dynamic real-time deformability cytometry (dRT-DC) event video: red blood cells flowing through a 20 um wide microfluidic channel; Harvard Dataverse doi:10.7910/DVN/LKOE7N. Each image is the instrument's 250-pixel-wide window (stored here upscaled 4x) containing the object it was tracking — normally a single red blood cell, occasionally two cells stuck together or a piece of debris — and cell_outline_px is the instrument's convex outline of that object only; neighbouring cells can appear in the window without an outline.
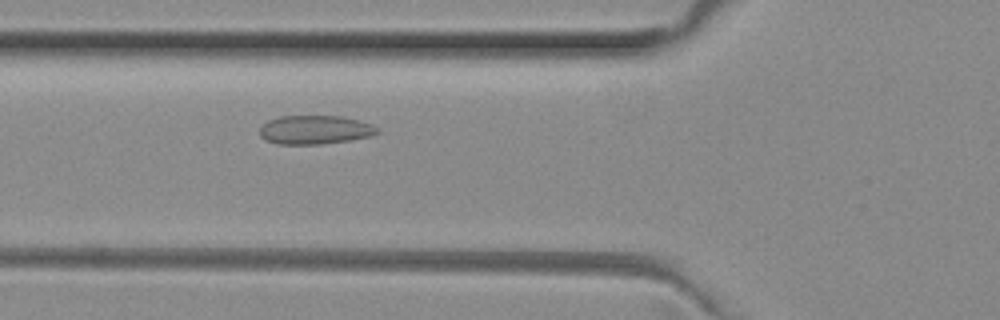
{"species": "common noctule bat (a hibernating species)", "species_latin": "Nyctalus noctula", "temperature_condition": "room temperature", "stored_images_in_passage": 37, "camera_frame_rate_fps": 3000, "um_per_image_px": 0.085, "animal": {"sex": "female", "body_mass_g": 29.2, "forearm_length_mm": 56.3}, "frame": {"image": 1, "passage_image": 15, "time_ms": 4.667, "image_size_px": [1000, 320], "cell_outline_px": [[380, 132], [372, 136], [352, 140], [320, 144], [276, 144], [260, 136], [260, 128], [268, 120], [280, 116], [340, 116], [360, 120], [372, 124], [380, 128]], "centroid_in_image_um": [26.83, 11.03], "position_along_channel_um": 99.0, "area_um2": 19.88}}
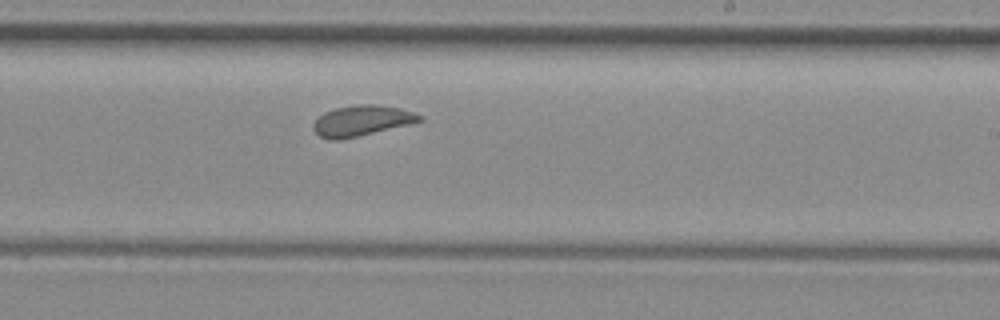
{"frame": {"image": 2, "passage_image": 27, "time_ms": 8.667, "image_size_px": [1000, 320], "cell_outline_px": [[424, 120], [412, 124], [340, 140], [332, 140], [320, 136], [312, 128], [312, 124], [324, 112], [336, 108], [356, 104], [376, 104], [400, 108], [424, 116]], "centroid_in_image_um": [30.78, 10.25], "position_along_channel_um": 258.2, "area_um2": 19.02}}
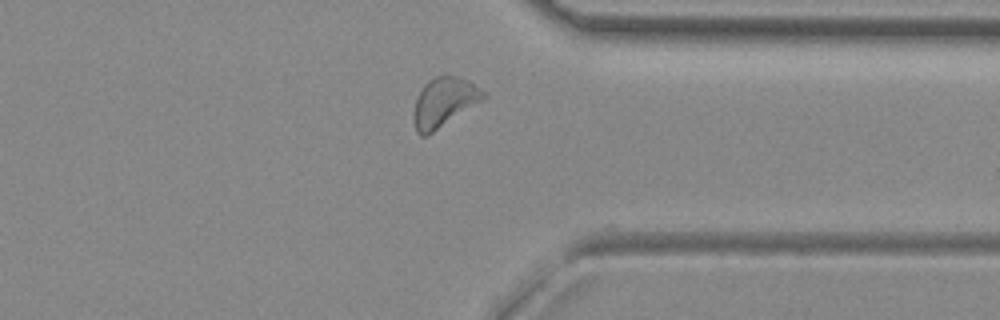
{"frame": {"image": 3, "passage_image": 36, "time_ms": 11.667, "image_size_px": [1000, 320], "cell_outline_px": [[488, 96], [484, 100], [428, 136], [420, 136], [416, 132], [412, 120], [412, 116], [416, 100], [424, 84], [428, 80], [444, 72], [460, 76], [468, 80], [480, 88]], "centroid_in_image_um": [37.75, 8.68], "position_along_channel_um": 373.7, "area_um2": 20.69}, "authors_computed_cell_mechanics": {"area_um2": 19.4208, "velocity_mm_per_s": 3.9761, "shape_relaxation_time_tau1_ms": null, "shape_relaxation_time_tau2_ms": 2.0398, "deformation_change_tau1": null, "deformation_change_tau2": 0.0927}}